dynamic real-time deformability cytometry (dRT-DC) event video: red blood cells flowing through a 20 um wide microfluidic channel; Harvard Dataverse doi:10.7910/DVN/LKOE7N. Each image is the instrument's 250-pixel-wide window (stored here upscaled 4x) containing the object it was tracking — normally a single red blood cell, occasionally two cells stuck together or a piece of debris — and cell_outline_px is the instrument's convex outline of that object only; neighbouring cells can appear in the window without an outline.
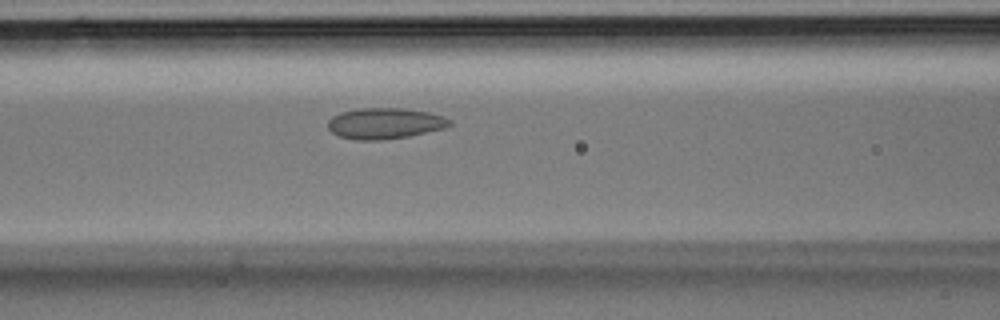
{"species": "Egyptian fruit bat (a non-hibernating species)", "species_latin": "Rousettus aegyptiacus", "temperature_condition": "room temperature", "stored_images_in_passage": 22, "camera_frame_rate_fps": 3000, "um_per_image_px": 0.085, "animal": {"sex": "male"}, "frame": {"image": 1, "passage_image": 4, "time_ms": 1.0, "image_size_px": [1000, 320], "cell_outline_px": [[452, 124], [448, 128], [408, 136], [384, 140], [360, 140], [340, 136], [332, 132], [328, 128], [328, 120], [332, 116], [340, 112], [360, 108], [404, 108], [428, 112], [444, 116], [452, 120]], "centroid_in_image_um": [32.76, 10.48], "position_along_channel_um": 133.8, "area_um2": 22.14}}
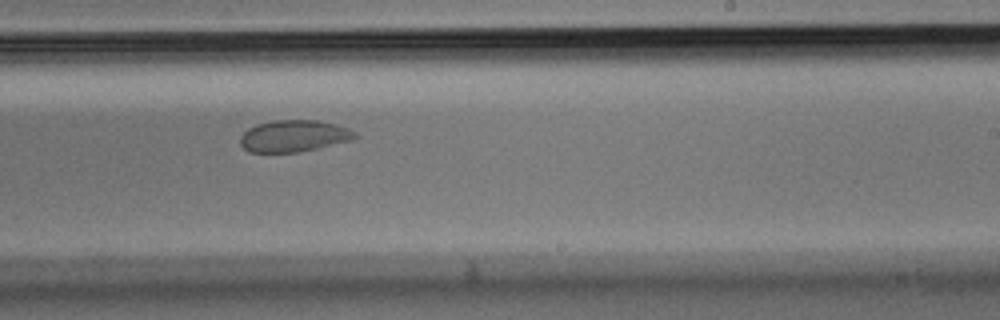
{"frame": {"image": 2, "passage_image": 11, "time_ms": 3.333, "image_size_px": [1000, 320], "cell_outline_px": [[360, 136], [352, 140], [300, 152], [248, 152], [240, 144], [240, 136], [248, 128], [256, 124], [272, 120], [320, 120], [336, 124], [348, 128], [356, 132]], "centroid_in_image_um": [24.99, 11.55], "position_along_channel_um": 264.0, "area_um2": 21.44}}
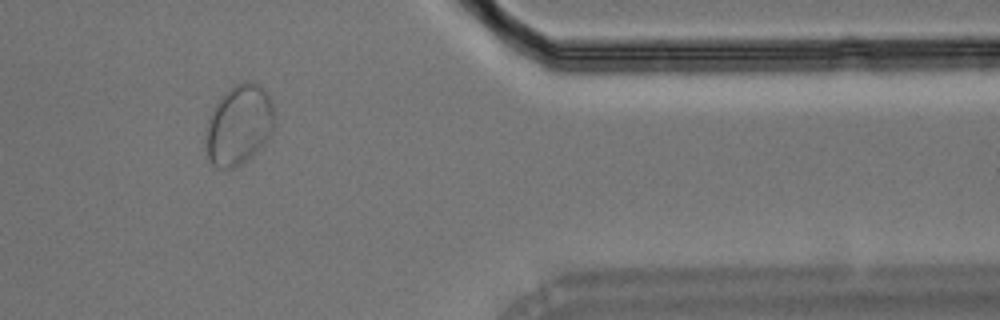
{"frame": {"image": 3, "passage_image": 19, "time_ms": 6.0, "image_size_px": [1000, 320], "cell_outline_px": [[276, 124], [268, 140], [252, 156], [240, 164], [232, 168], [212, 168], [208, 160], [204, 144], [204, 136], [208, 120], [212, 108], [224, 92], [236, 84], [244, 80], [252, 80], [260, 84], [268, 92], [272, 104], [276, 120]], "centroid_in_image_um": [20.3, 10.61], "position_along_channel_um": 391.1, "area_um2": 33.06}}